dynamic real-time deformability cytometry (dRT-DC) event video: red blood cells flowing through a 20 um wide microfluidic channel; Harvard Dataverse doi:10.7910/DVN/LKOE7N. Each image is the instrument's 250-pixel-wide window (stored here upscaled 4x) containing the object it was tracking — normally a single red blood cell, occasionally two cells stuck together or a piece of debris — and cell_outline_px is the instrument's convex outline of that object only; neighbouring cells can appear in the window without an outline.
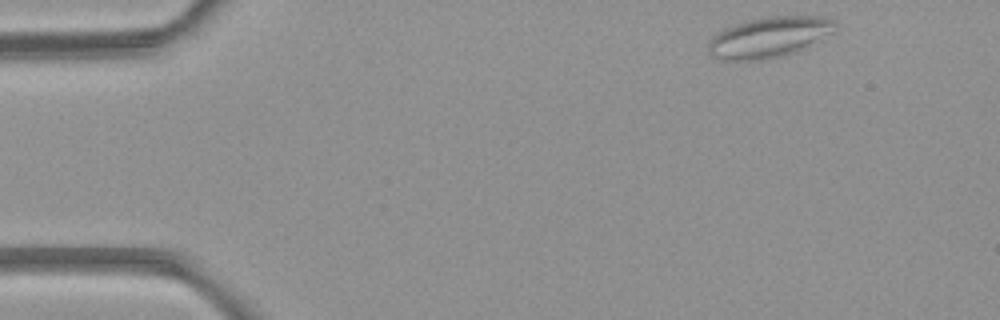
{"species": "common noctule bat (a hibernating species)", "species_latin": "Nyctalus noctula", "temperature_condition": "room temperature", "stored_images_in_passage": 3, "camera_frame_rate_fps": 3000, "um_per_image_px": 0.085, "animal": {"sex": "female", "body_mass_g": 21.9}, "frame": {"image": 1, "passage_image": 1, "time_ms": 0.0, "image_size_px": [1000, 320], "cell_outline_px": [[836, 24], [832, 32], [804, 48], [784, 56], [760, 60], [724, 60], [712, 56], [708, 52], [708, 40], [712, 36], [724, 28], [748, 20], [768, 16], [820, 16], [832, 20]], "centroid_in_image_um": [65.31, 3.16], "position_along_channel_um": 19.7, "area_um2": 29.82}}